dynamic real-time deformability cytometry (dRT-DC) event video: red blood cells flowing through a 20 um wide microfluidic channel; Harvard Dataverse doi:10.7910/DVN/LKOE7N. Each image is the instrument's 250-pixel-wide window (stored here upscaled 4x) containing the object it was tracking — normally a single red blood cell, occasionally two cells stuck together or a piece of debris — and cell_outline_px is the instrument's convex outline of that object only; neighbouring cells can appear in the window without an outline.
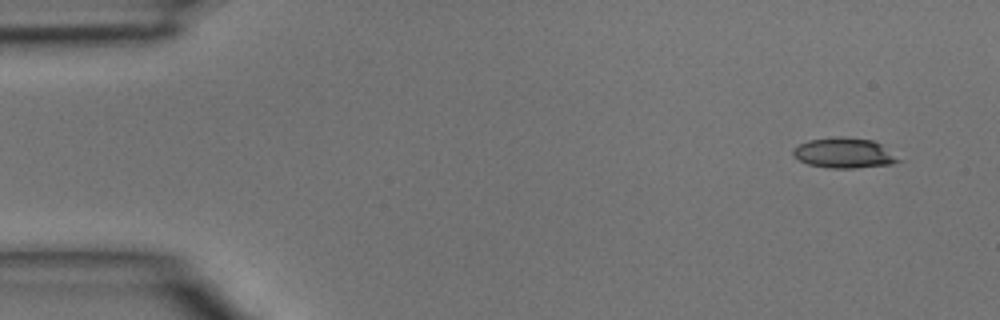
{"species": "common noctule bat (a hibernating species)", "species_latin": "Nyctalus noctula", "temperature_condition": "room temperature", "stored_images_in_passage": 5, "camera_frame_rate_fps": 3000, "um_per_image_px": 0.085, "animal": {"sex": "male", "body_mass_g": 15.6}, "frame": {"image": 1, "passage_image": 1, "time_ms": 0.0, "image_size_px": [1000, 320], "cell_outline_px": [[904, 160], [892, 164], [856, 168], [828, 168], [808, 164], [800, 160], [792, 152], [792, 148], [808, 140], [836, 136], [844, 136], [872, 140], [880, 144]], "centroid_in_image_um": [71.78, 13.0], "position_along_channel_um": 13.2, "area_um2": 18.67}}
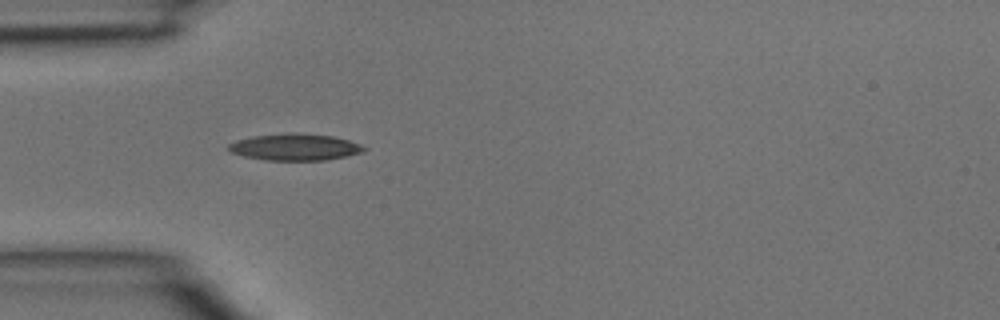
{"frame": {"image": 2, "passage_image": 4, "time_ms": 1.0, "image_size_px": [1000, 320], "cell_outline_px": [[368, 148], [364, 152], [324, 160], [264, 160], [244, 156], [232, 152], [228, 148], [228, 144], [236, 140], [252, 136], [288, 132], [296, 132], [332, 136], [348, 140], [360, 144]], "centroid_in_image_um": [25.07, 12.49], "position_along_channel_um": 59.9, "area_um2": 21.1}}
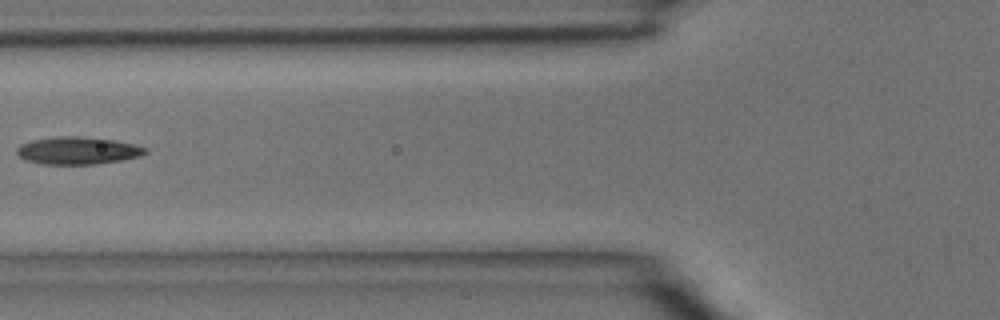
{"frame": {"image": 3, "passage_image": 5, "time_ms": 1.333, "image_size_px": [1000, 320], "cell_outline_px": [[148, 152], [140, 156], [124, 160], [100, 164], [44, 164], [24, 160], [16, 152], [16, 148], [20, 144], [36, 140], [56, 136], [80, 136], [112, 140], [132, 144], [148, 148]], "centroid_in_image_um": [6.62, 12.81], "position_along_channel_um": 119.2, "area_um2": 20.58}}